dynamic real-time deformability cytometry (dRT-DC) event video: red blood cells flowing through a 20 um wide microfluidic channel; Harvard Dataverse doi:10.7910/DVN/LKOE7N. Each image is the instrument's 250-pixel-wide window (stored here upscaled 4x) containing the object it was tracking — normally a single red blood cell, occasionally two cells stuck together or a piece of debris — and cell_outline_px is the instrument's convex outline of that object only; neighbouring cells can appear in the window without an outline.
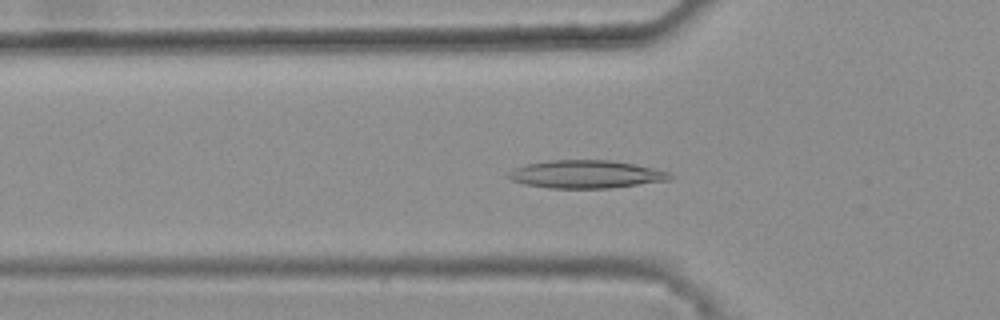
{"species": "common noctule bat (a hibernating species)", "species_latin": "Nyctalus noctula", "temperature_condition": "warm", "stored_images_in_passage": 43, "camera_frame_rate_fps": 3000, "um_per_image_px": 0.085, "animal": {"sex": "female", "body_mass_g": 25.1}, "frame": {"image": 1, "passage_image": 16, "time_ms": 5.0, "image_size_px": [1000, 320], "cell_outline_px": [[676, 176], [672, 180], [612, 188], [548, 188], [524, 184], [512, 180], [508, 176], [508, 172], [524, 164], [548, 160], [608, 160], [636, 164], [668, 172]], "centroid_in_image_um": [49.85, 14.81], "position_along_channel_um": 76.0, "area_um2": 26.47}}
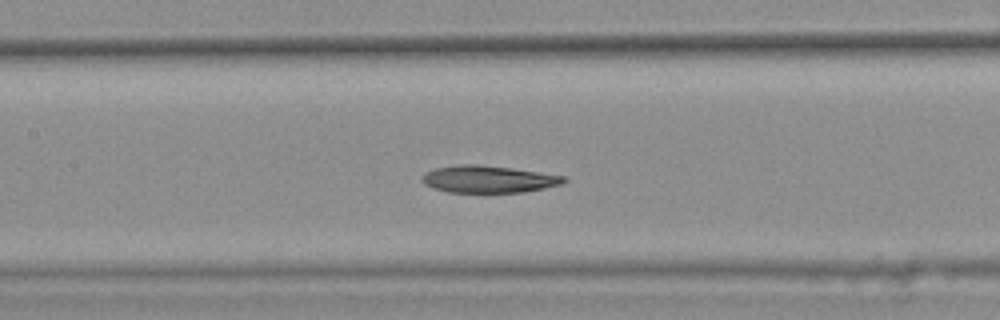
{"frame": {"image": 2, "passage_image": 23, "time_ms": 7.333, "image_size_px": [1000, 320], "cell_outline_px": [[568, 180], [564, 184], [524, 192], [448, 192], [432, 188], [424, 184], [420, 180], [420, 176], [424, 172], [436, 168], [460, 164], [476, 164], [512, 168], [568, 176]], "centroid_in_image_um": [41.52, 15.23], "position_along_channel_um": 165.9, "area_um2": 22.72}}
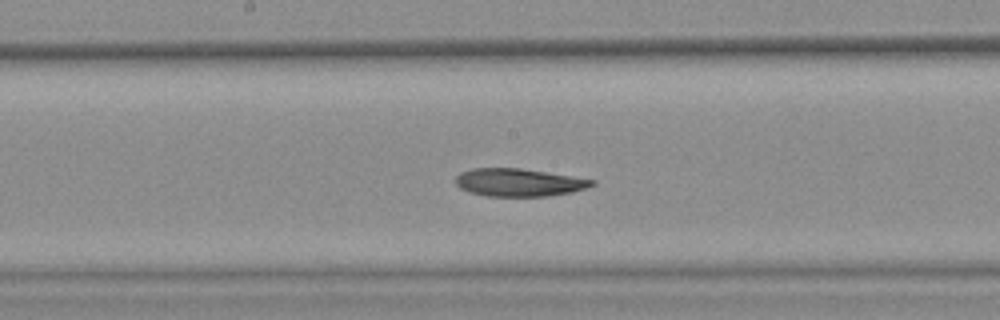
{"frame": {"image": 3, "passage_image": 26, "time_ms": 8.333, "image_size_px": [1000, 320], "cell_outline_px": [[596, 184], [588, 188], [572, 192], [548, 196], [488, 196], [468, 192], [460, 188], [456, 184], [456, 176], [460, 172], [472, 168], [520, 168], [596, 180]], "centroid_in_image_um": [44.1, 15.51], "position_along_channel_um": 204.1, "area_um2": 22.14}}